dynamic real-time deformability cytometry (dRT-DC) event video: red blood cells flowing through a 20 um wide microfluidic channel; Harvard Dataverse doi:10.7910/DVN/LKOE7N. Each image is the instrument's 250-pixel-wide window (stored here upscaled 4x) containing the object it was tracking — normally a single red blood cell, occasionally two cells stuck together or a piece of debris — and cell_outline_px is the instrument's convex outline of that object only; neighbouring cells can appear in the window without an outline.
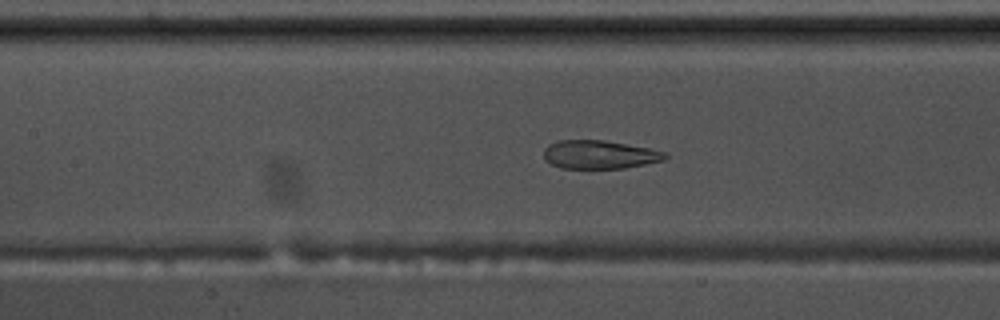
{"species": "common noctule bat (a hibernating species)", "species_latin": "Nyctalus noctula", "temperature_condition": "warm", "stored_images_in_passage": 49, "camera_frame_rate_fps": 3000, "um_per_image_px": 0.085, "animal": {"sex": "male", "body_mass_g": 17.5, "forearm_length_mm": 52.3}, "frame": {"image": 1, "passage_image": 18, "time_ms": 5.667, "image_size_px": [1000, 320], "cell_outline_px": [[668, 156], [664, 160], [624, 168], [560, 168], [544, 160], [544, 148], [548, 144], [556, 140], [604, 140], [648, 148], [668, 152]], "centroid_in_image_um": [50.93, 13.13], "position_along_channel_um": 156.5, "area_um2": 20.17}}
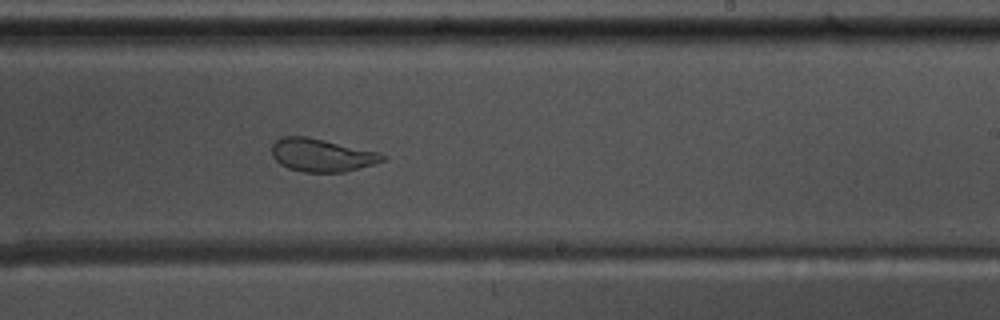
{"frame": {"image": 2, "passage_image": 27, "time_ms": 8.667, "image_size_px": [1000, 320], "cell_outline_px": [[384, 160], [372, 164], [344, 172], [304, 172], [288, 168], [280, 164], [272, 156], [272, 144], [280, 136], [308, 136], [380, 152], [384, 156]], "centroid_in_image_um": [27.3, 13.17], "position_along_channel_um": 261.7, "area_um2": 21.27}}
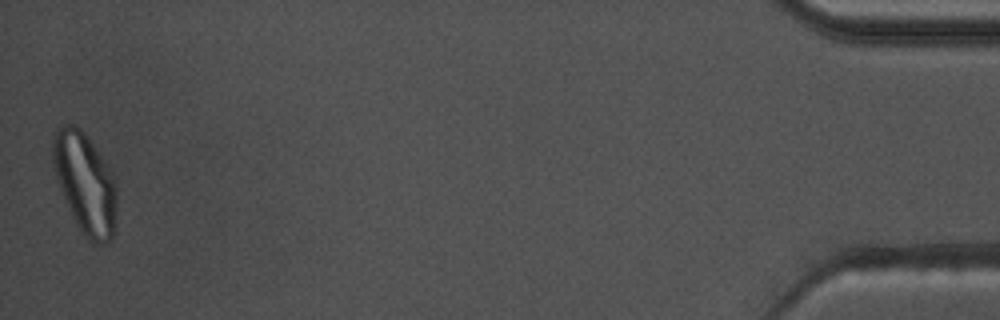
{"frame": {"image": 3, "passage_image": 49, "time_ms": 16.0, "image_size_px": [1000, 320], "cell_outline_px": [[116, 220], [112, 236], [104, 244], [96, 244], [88, 240], [80, 232], [72, 216], [60, 188], [56, 176], [52, 156], [52, 140], [56, 128], [64, 124], [72, 124], [80, 128], [104, 160], [112, 172], [116, 180]], "centroid_in_image_um": [7.23, 15.59], "position_along_channel_um": 428.0, "area_um2": 37.45}, "authors_computed_cell_mechanics": {"area_um2": 24.6806, "velocity_mm_per_s": 3.5165, "shape_relaxation_time_tau1_ms": null, "shape_relaxation_time_tau2_ms": 1.0752, "deformation_change_tau1": null, "deformation_change_tau2": 0.0721}}